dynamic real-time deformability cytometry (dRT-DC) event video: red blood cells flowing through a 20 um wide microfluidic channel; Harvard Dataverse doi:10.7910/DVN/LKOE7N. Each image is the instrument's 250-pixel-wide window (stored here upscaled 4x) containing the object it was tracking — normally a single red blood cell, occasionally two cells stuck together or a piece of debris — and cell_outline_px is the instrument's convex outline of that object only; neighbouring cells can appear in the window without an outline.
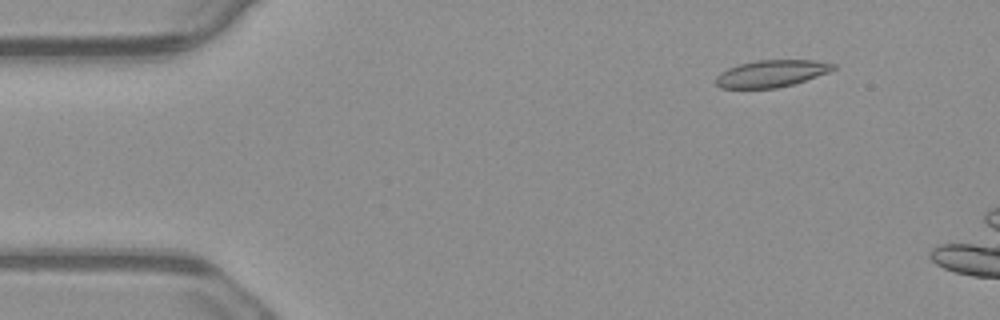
{"species": "common noctule bat (a hibernating species)", "species_latin": "Nyctalus noctula", "temperature_condition": "warm", "stored_images_in_passage": 4, "camera_frame_rate_fps": 3000, "um_per_image_px": 0.085, "animal": {"sex": "male", "body_mass_g": 23.1, "forearm_length_mm": 52.7}, "frame": {"image": 1, "passage_image": 2, "time_ms": 0.333, "image_size_px": [1000, 320], "cell_outline_px": [[836, 68], [828, 72], [792, 84], [776, 88], [720, 88], [716, 84], [716, 76], [720, 72], [728, 68], [740, 64], [756, 60], [816, 60], [836, 64]], "centroid_in_image_um": [65.55, 6.24], "position_along_channel_um": 19.4, "area_um2": 18.32}}